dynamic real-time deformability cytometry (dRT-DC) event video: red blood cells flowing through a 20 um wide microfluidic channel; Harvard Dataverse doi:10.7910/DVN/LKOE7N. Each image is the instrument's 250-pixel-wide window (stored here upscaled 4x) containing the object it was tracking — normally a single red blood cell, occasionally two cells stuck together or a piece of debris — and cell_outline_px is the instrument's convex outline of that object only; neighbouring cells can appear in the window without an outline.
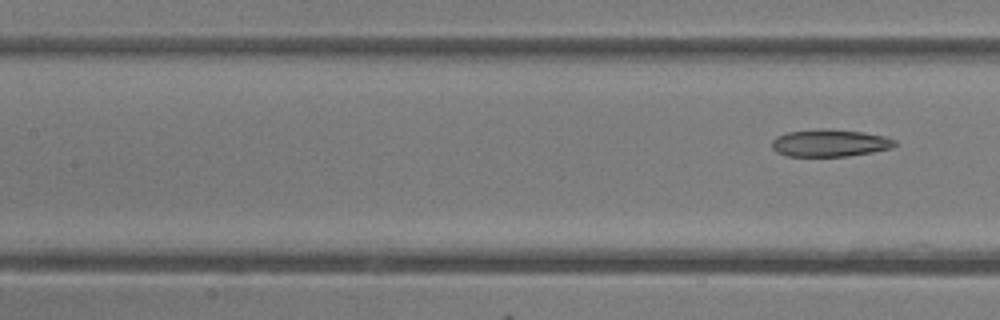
{"species": "common noctule bat (a hibernating species)", "species_latin": "Nyctalus noctula", "temperature_condition": "room temperature", "stored_images_in_passage": 4, "segment_of_instrument_passage": [2, 2], "camera_frame_rate_fps": 3000, "um_per_image_px": 0.085, "animal": {"sex": "female"}, "frame": {"image": 1, "passage_image": 4, "time_ms": 3.667, "image_size_px": [1000, 320], "cell_outline_px": [[900, 144], [892, 148], [872, 152], [848, 156], [788, 156], [776, 152], [772, 148], [772, 140], [776, 136], [788, 132], [820, 128], [828, 128], [864, 132], [884, 136], [896, 140]], "centroid_in_image_um": [70.56, 12.15], "position_along_channel_um": 136.8, "area_um2": 19.83}}